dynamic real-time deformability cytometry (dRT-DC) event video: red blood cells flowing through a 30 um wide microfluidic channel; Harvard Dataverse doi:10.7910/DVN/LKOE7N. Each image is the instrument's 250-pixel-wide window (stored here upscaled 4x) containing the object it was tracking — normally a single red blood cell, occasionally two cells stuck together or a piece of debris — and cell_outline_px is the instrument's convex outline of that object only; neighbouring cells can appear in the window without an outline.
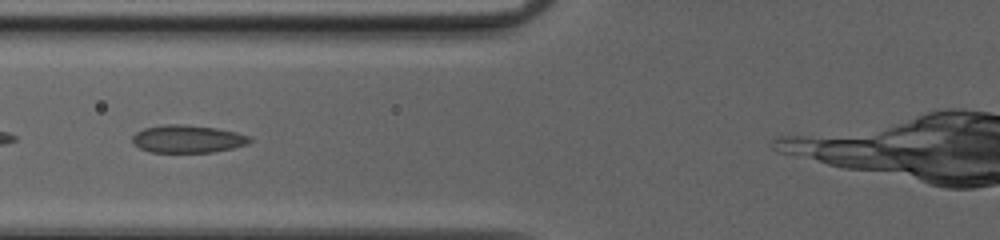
{"species": "common noctule bat (a hibernating species)", "species_latin": "Nyctalus noctula", "temperature_condition": "cold", "stored_images_in_passage": 35, "camera_frame_rate_fps": 3000, "um_per_image_px": 0.085, "animal": {"sex": "female", "body_mass_g": 20.0, "forearm_length_mm": 54.0}, "frame": {"image": 1, "passage_image": 11, "time_ms": 3.333, "image_size_px": [1000, 240], "cell_outline_px": [[252, 140], [248, 144], [232, 148], [212, 152], [148, 152], [132, 144], [132, 136], [136, 132], [144, 128], [164, 124], [184, 124], [216, 128], [236, 132], [252, 136]], "centroid_in_image_um": [15.94, 11.8], "position_along_channel_um": 109.9, "area_um2": 19.13}}
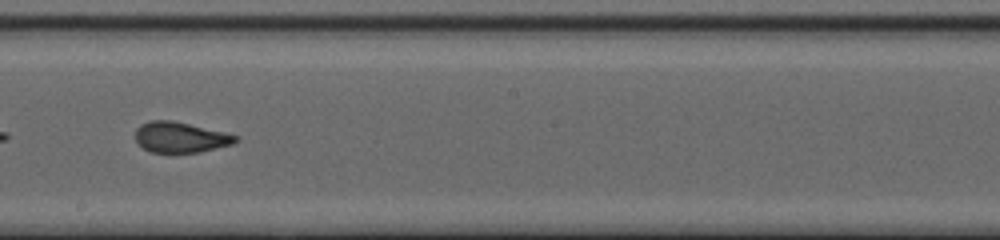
{"frame": {"image": 2, "passage_image": 20, "time_ms": 6.333, "image_size_px": [1000, 240], "cell_outline_px": [[240, 140], [232, 144], [200, 152], [152, 152], [144, 148], [136, 140], [136, 128], [140, 124], [152, 120], [172, 120], [224, 132], [240, 136]], "centroid_in_image_um": [15.36, 11.66], "position_along_channel_um": 232.8, "area_um2": 17.74}}